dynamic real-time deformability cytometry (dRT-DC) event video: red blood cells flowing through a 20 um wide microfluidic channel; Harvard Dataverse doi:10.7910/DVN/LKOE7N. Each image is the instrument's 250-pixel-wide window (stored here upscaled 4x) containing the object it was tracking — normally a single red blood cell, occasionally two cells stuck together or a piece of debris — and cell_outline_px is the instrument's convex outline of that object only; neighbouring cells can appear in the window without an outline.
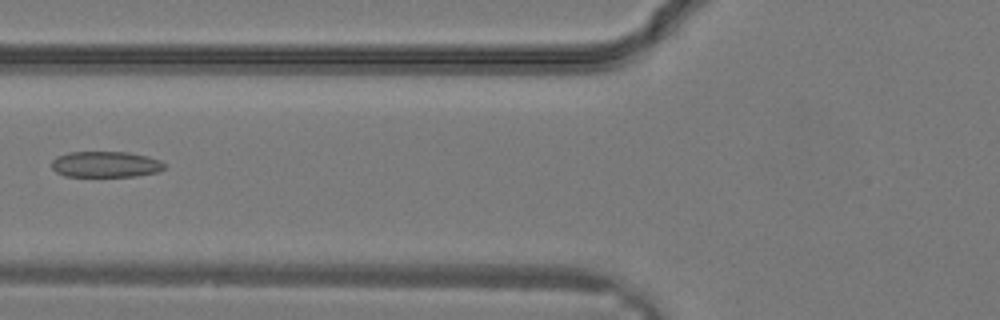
{"species": "common noctule bat (a hibernating species)", "species_latin": "Nyctalus noctula", "temperature_condition": "warm", "stored_images_in_passage": 6, "camera_frame_rate_fps": 3000, "um_per_image_px": 0.085, "animal": {"sex": "male", "body_mass_g": 19.2, "forearm_length_mm": 51.8}, "frame": {"image": 1, "passage_image": 3, "time_ms": 0.667, "image_size_px": [1000, 320], "cell_outline_px": [[164, 168], [156, 172], [136, 176], [64, 176], [56, 172], [52, 168], [52, 160], [56, 156], [68, 152], [128, 152], [148, 156], [160, 160], [164, 164]], "centroid_in_image_um": [8.95, 13.96], "position_along_channel_um": 116.9, "area_um2": 17.05}}
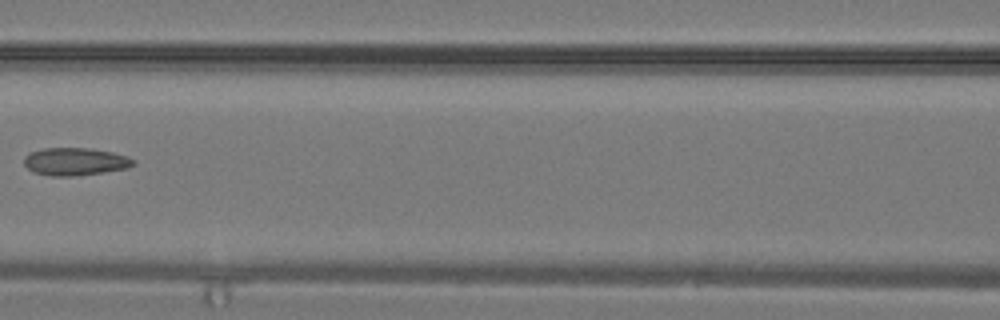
{"frame": {"image": 2, "passage_image": 5, "time_ms": 1.333, "image_size_px": [1000, 320], "cell_outline_px": [[136, 164], [128, 168], [104, 172], [76, 176], [52, 176], [32, 172], [24, 164], [24, 156], [28, 152], [44, 148], [88, 148], [112, 152], [128, 156], [136, 160]], "centroid_in_image_um": [6.39, 13.73], "position_along_channel_um": 160.2, "area_um2": 17.86}}